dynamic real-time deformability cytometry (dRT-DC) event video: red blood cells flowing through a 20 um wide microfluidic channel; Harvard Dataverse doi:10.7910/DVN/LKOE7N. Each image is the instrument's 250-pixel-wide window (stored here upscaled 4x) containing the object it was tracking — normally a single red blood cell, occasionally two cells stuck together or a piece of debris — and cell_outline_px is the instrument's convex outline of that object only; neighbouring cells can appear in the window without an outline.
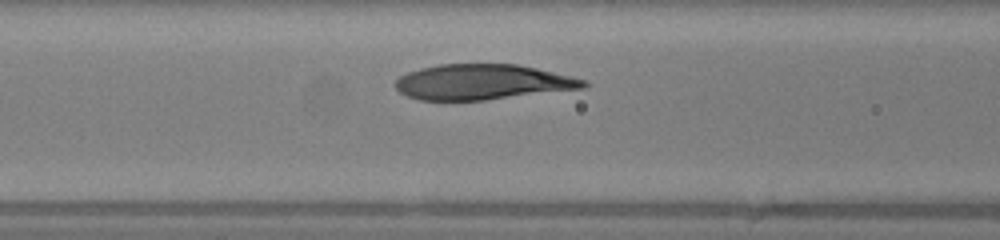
{"species": "human", "species_latin": "Homo sapiens", "temperature_condition": "warm", "stored_images_in_passage": 28, "camera_frame_rate_fps": 3000, "um_per_image_px": 0.085, "donor": {"sex": "female"}, "frame": {"image": 1, "passage_image": 9, "time_ms": 2.667, "image_size_px": [1000, 240], "cell_outline_px": [[588, 88], [484, 100], [420, 100], [408, 96], [400, 92], [396, 88], [396, 80], [400, 76], [408, 72], [420, 68], [440, 64], [516, 64], [536, 68], [572, 76], [588, 80]], "centroid_in_image_um": [41.07, 6.97], "position_along_channel_um": 125.5, "area_um2": 38.84}}
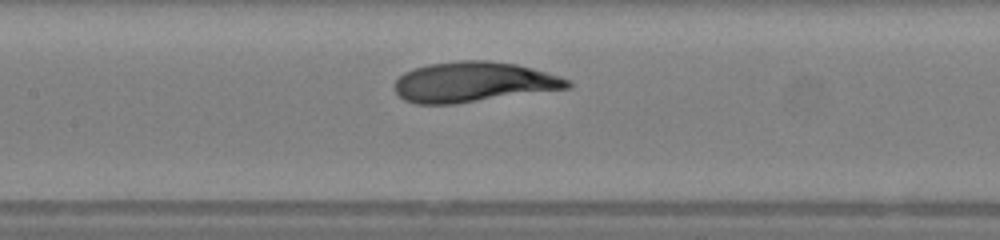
{"frame": {"image": 2, "passage_image": 12, "time_ms": 3.667, "image_size_px": [1000, 240], "cell_outline_px": [[572, 88], [456, 104], [416, 104], [404, 100], [396, 92], [396, 80], [404, 72], [412, 68], [428, 64], [460, 60], [488, 60], [516, 64], [532, 68], [560, 76], [568, 80], [572, 84]], "centroid_in_image_um": [40.26, 6.97], "position_along_channel_um": 167.1, "area_um2": 40.75}}
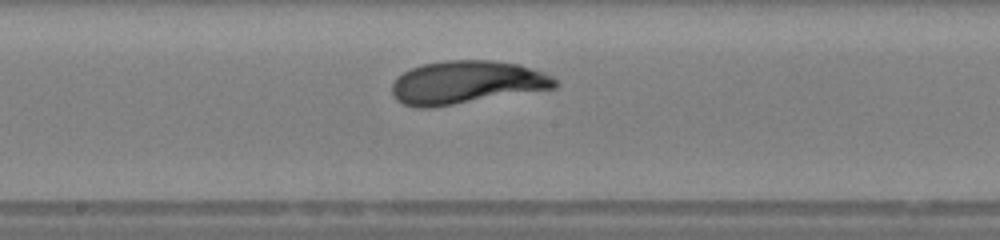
{"frame": {"image": 3, "passage_image": 15, "time_ms": 4.667, "image_size_px": [1000, 240], "cell_outline_px": [[556, 88], [432, 108], [416, 108], [404, 104], [396, 100], [392, 96], [392, 84], [396, 76], [412, 68], [424, 64], [444, 60], [492, 60], [520, 64], [552, 76], [556, 80]], "centroid_in_image_um": [39.62, 7.01], "position_along_channel_um": 208.6, "area_um2": 41.1}, "authors_computed_cell_mechanics": {"area_um2": 39.9976, "velocity_mm_per_s": 4.1641, "shape_relaxation_time_tau1_ms": 2.461, "shape_relaxation_time_tau2_ms": 3.7845, "deformation_change_tau1": 0.1691, "deformation_change_tau2": 0.0612}}